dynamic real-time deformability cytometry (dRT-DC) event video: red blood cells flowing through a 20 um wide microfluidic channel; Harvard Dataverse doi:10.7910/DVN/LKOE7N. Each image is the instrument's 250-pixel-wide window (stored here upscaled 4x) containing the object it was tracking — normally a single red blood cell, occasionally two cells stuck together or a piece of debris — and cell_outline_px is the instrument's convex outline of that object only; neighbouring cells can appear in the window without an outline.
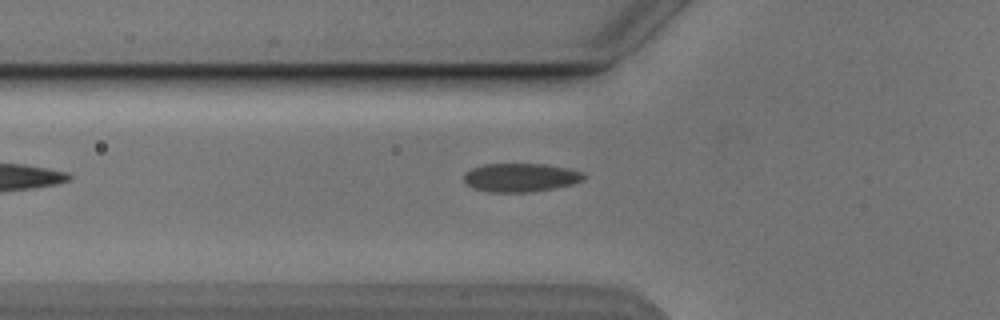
{"species": "Egyptian fruit bat (a non-hibernating species)", "species_latin": "Rousettus aegyptiacus", "temperature_condition": "cold", "stored_images_in_passage": 8, "camera_frame_rate_fps": 3000, "um_per_image_px": 0.085, "animal": {"sex": "male"}, "frame": {"image": 1, "passage_image": 8, "time_ms": 8.667, "image_size_px": [1000, 320], "cell_outline_px": [[584, 176], [580, 180], [572, 184], [532, 192], [492, 192], [472, 188], [464, 180], [464, 172], [472, 168], [484, 164], [548, 164], [568, 168], [584, 172]], "centroid_in_image_um": [44.22, 15.08], "position_along_channel_um": 81.6, "area_um2": 19.88}}